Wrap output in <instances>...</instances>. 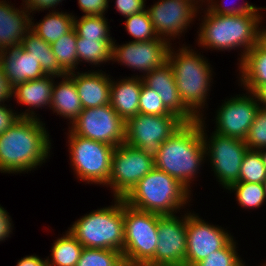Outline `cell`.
Masks as SVG:
<instances>
[{"instance_id": "1", "label": "cell", "mask_w": 266, "mask_h": 266, "mask_svg": "<svg viewBox=\"0 0 266 266\" xmlns=\"http://www.w3.org/2000/svg\"><path fill=\"white\" fill-rule=\"evenodd\" d=\"M40 118H19L0 135V172L27 173L46 163L51 140Z\"/></svg>"}, {"instance_id": "2", "label": "cell", "mask_w": 266, "mask_h": 266, "mask_svg": "<svg viewBox=\"0 0 266 266\" xmlns=\"http://www.w3.org/2000/svg\"><path fill=\"white\" fill-rule=\"evenodd\" d=\"M202 15L197 44L207 50L229 51L240 49L239 63L245 54L257 45L258 28L262 24V13L239 15H216L207 7ZM209 48V49H208Z\"/></svg>"}, {"instance_id": "3", "label": "cell", "mask_w": 266, "mask_h": 266, "mask_svg": "<svg viewBox=\"0 0 266 266\" xmlns=\"http://www.w3.org/2000/svg\"><path fill=\"white\" fill-rule=\"evenodd\" d=\"M205 160L200 118L195 122L184 123L161 144L154 166L178 179L190 190L191 181H195Z\"/></svg>"}, {"instance_id": "4", "label": "cell", "mask_w": 266, "mask_h": 266, "mask_svg": "<svg viewBox=\"0 0 266 266\" xmlns=\"http://www.w3.org/2000/svg\"><path fill=\"white\" fill-rule=\"evenodd\" d=\"M191 47L183 46L178 50L169 47L167 61L169 62L177 85L179 96L184 105L198 118H203L204 108H207V98L211 83H213L212 65L208 59L198 54ZM206 102V103H205ZM206 104V105H205ZM202 110V111H201Z\"/></svg>"}, {"instance_id": "5", "label": "cell", "mask_w": 266, "mask_h": 266, "mask_svg": "<svg viewBox=\"0 0 266 266\" xmlns=\"http://www.w3.org/2000/svg\"><path fill=\"white\" fill-rule=\"evenodd\" d=\"M190 196L191 190L178 179L154 167L123 200L128 206L140 211L174 215L190 203Z\"/></svg>"}, {"instance_id": "6", "label": "cell", "mask_w": 266, "mask_h": 266, "mask_svg": "<svg viewBox=\"0 0 266 266\" xmlns=\"http://www.w3.org/2000/svg\"><path fill=\"white\" fill-rule=\"evenodd\" d=\"M68 230L83 247L112 249L122 253L124 248L123 198H114V204L111 206L83 215Z\"/></svg>"}, {"instance_id": "7", "label": "cell", "mask_w": 266, "mask_h": 266, "mask_svg": "<svg viewBox=\"0 0 266 266\" xmlns=\"http://www.w3.org/2000/svg\"><path fill=\"white\" fill-rule=\"evenodd\" d=\"M159 219L160 214L140 211L124 202L125 264L145 266L155 256Z\"/></svg>"}, {"instance_id": "8", "label": "cell", "mask_w": 266, "mask_h": 266, "mask_svg": "<svg viewBox=\"0 0 266 266\" xmlns=\"http://www.w3.org/2000/svg\"><path fill=\"white\" fill-rule=\"evenodd\" d=\"M70 165L77 179L106 186L111 174L114 146L67 133Z\"/></svg>"}, {"instance_id": "9", "label": "cell", "mask_w": 266, "mask_h": 266, "mask_svg": "<svg viewBox=\"0 0 266 266\" xmlns=\"http://www.w3.org/2000/svg\"><path fill=\"white\" fill-rule=\"evenodd\" d=\"M205 117L201 118V135L205 147V157H207L214 171L216 181L228 189L232 184L239 181L240 167L243 157L249 149L245 140L224 136L212 132L208 138Z\"/></svg>"}, {"instance_id": "10", "label": "cell", "mask_w": 266, "mask_h": 266, "mask_svg": "<svg viewBox=\"0 0 266 266\" xmlns=\"http://www.w3.org/2000/svg\"><path fill=\"white\" fill-rule=\"evenodd\" d=\"M184 123L176 115L159 116L138 113L126 121L124 143L141 149L146 156L154 160L161 144Z\"/></svg>"}, {"instance_id": "11", "label": "cell", "mask_w": 266, "mask_h": 266, "mask_svg": "<svg viewBox=\"0 0 266 266\" xmlns=\"http://www.w3.org/2000/svg\"><path fill=\"white\" fill-rule=\"evenodd\" d=\"M154 167V160L141 149L123 143L113 151L111 174L106 187L113 190L114 198H124Z\"/></svg>"}, {"instance_id": "12", "label": "cell", "mask_w": 266, "mask_h": 266, "mask_svg": "<svg viewBox=\"0 0 266 266\" xmlns=\"http://www.w3.org/2000/svg\"><path fill=\"white\" fill-rule=\"evenodd\" d=\"M125 126L126 122L106 104L83 109L69 129L81 137L116 147L125 142Z\"/></svg>"}, {"instance_id": "13", "label": "cell", "mask_w": 266, "mask_h": 266, "mask_svg": "<svg viewBox=\"0 0 266 266\" xmlns=\"http://www.w3.org/2000/svg\"><path fill=\"white\" fill-rule=\"evenodd\" d=\"M187 212L160 215L155 256L145 266H184L187 253Z\"/></svg>"}, {"instance_id": "14", "label": "cell", "mask_w": 266, "mask_h": 266, "mask_svg": "<svg viewBox=\"0 0 266 266\" xmlns=\"http://www.w3.org/2000/svg\"><path fill=\"white\" fill-rule=\"evenodd\" d=\"M200 8L192 0H159L146 10L157 36L172 45L170 41L182 36L197 18Z\"/></svg>"}, {"instance_id": "15", "label": "cell", "mask_w": 266, "mask_h": 266, "mask_svg": "<svg viewBox=\"0 0 266 266\" xmlns=\"http://www.w3.org/2000/svg\"><path fill=\"white\" fill-rule=\"evenodd\" d=\"M260 109L255 93L246 92L225 100L215 115L216 133L245 140Z\"/></svg>"}, {"instance_id": "16", "label": "cell", "mask_w": 266, "mask_h": 266, "mask_svg": "<svg viewBox=\"0 0 266 266\" xmlns=\"http://www.w3.org/2000/svg\"><path fill=\"white\" fill-rule=\"evenodd\" d=\"M234 237L219 225H211L187 210V253L184 266H194L212 252L224 248Z\"/></svg>"}, {"instance_id": "17", "label": "cell", "mask_w": 266, "mask_h": 266, "mask_svg": "<svg viewBox=\"0 0 266 266\" xmlns=\"http://www.w3.org/2000/svg\"><path fill=\"white\" fill-rule=\"evenodd\" d=\"M170 46L171 44L159 37L149 41H129L122 45L116 44L115 40L112 44V61L146 75L167 61Z\"/></svg>"}, {"instance_id": "18", "label": "cell", "mask_w": 266, "mask_h": 266, "mask_svg": "<svg viewBox=\"0 0 266 266\" xmlns=\"http://www.w3.org/2000/svg\"><path fill=\"white\" fill-rule=\"evenodd\" d=\"M143 83L153 89L163 101L165 108L180 117L185 123L195 122L198 118L182 102L168 61L146 75H140Z\"/></svg>"}, {"instance_id": "19", "label": "cell", "mask_w": 266, "mask_h": 266, "mask_svg": "<svg viewBox=\"0 0 266 266\" xmlns=\"http://www.w3.org/2000/svg\"><path fill=\"white\" fill-rule=\"evenodd\" d=\"M31 29V14L24 6L16 8L0 0V51L21 46L22 39Z\"/></svg>"}, {"instance_id": "20", "label": "cell", "mask_w": 266, "mask_h": 266, "mask_svg": "<svg viewBox=\"0 0 266 266\" xmlns=\"http://www.w3.org/2000/svg\"><path fill=\"white\" fill-rule=\"evenodd\" d=\"M77 73V74H75ZM75 82L84 109L110 104L111 77L103 70L68 73Z\"/></svg>"}, {"instance_id": "21", "label": "cell", "mask_w": 266, "mask_h": 266, "mask_svg": "<svg viewBox=\"0 0 266 266\" xmlns=\"http://www.w3.org/2000/svg\"><path fill=\"white\" fill-rule=\"evenodd\" d=\"M0 67L12 87L45 76L40 63L21 46L0 51Z\"/></svg>"}, {"instance_id": "22", "label": "cell", "mask_w": 266, "mask_h": 266, "mask_svg": "<svg viewBox=\"0 0 266 266\" xmlns=\"http://www.w3.org/2000/svg\"><path fill=\"white\" fill-rule=\"evenodd\" d=\"M55 76L45 75L42 78L29 80L23 83H18L13 86L12 96L18 104L28 106V109L20 113V118H34L37 119L34 109L50 107L52 99V88L54 85ZM30 106V107H29ZM33 107V109H32ZM29 108L31 110H29Z\"/></svg>"}, {"instance_id": "23", "label": "cell", "mask_w": 266, "mask_h": 266, "mask_svg": "<svg viewBox=\"0 0 266 266\" xmlns=\"http://www.w3.org/2000/svg\"><path fill=\"white\" fill-rule=\"evenodd\" d=\"M142 83L138 75L111 80L110 105L125 122L139 113Z\"/></svg>"}, {"instance_id": "24", "label": "cell", "mask_w": 266, "mask_h": 266, "mask_svg": "<svg viewBox=\"0 0 266 266\" xmlns=\"http://www.w3.org/2000/svg\"><path fill=\"white\" fill-rule=\"evenodd\" d=\"M62 81L54 82L50 109L65 119L71 125L84 109L77 93L74 79L66 74ZM56 83V84H55ZM58 84V85H57Z\"/></svg>"}, {"instance_id": "25", "label": "cell", "mask_w": 266, "mask_h": 266, "mask_svg": "<svg viewBox=\"0 0 266 266\" xmlns=\"http://www.w3.org/2000/svg\"><path fill=\"white\" fill-rule=\"evenodd\" d=\"M238 65L239 83L246 91L255 93L266 83V51L258 45L249 50Z\"/></svg>"}, {"instance_id": "26", "label": "cell", "mask_w": 266, "mask_h": 266, "mask_svg": "<svg viewBox=\"0 0 266 266\" xmlns=\"http://www.w3.org/2000/svg\"><path fill=\"white\" fill-rule=\"evenodd\" d=\"M21 47L25 49L29 55L36 58L45 75H52L61 79V77L67 74L58 64L52 52L51 45L45 42L31 29L23 37Z\"/></svg>"}, {"instance_id": "27", "label": "cell", "mask_w": 266, "mask_h": 266, "mask_svg": "<svg viewBox=\"0 0 266 266\" xmlns=\"http://www.w3.org/2000/svg\"><path fill=\"white\" fill-rule=\"evenodd\" d=\"M74 15L72 13L49 10L42 21L34 24L31 16V30L50 45L61 36L74 29Z\"/></svg>"}, {"instance_id": "28", "label": "cell", "mask_w": 266, "mask_h": 266, "mask_svg": "<svg viewBox=\"0 0 266 266\" xmlns=\"http://www.w3.org/2000/svg\"><path fill=\"white\" fill-rule=\"evenodd\" d=\"M113 39H91L81 38L77 35L76 49L78 64L90 63L92 66H99L112 61ZM85 61V62H84Z\"/></svg>"}, {"instance_id": "29", "label": "cell", "mask_w": 266, "mask_h": 266, "mask_svg": "<svg viewBox=\"0 0 266 266\" xmlns=\"http://www.w3.org/2000/svg\"><path fill=\"white\" fill-rule=\"evenodd\" d=\"M84 247L70 233L57 238L51 247V256L46 258L48 266H76Z\"/></svg>"}, {"instance_id": "30", "label": "cell", "mask_w": 266, "mask_h": 266, "mask_svg": "<svg viewBox=\"0 0 266 266\" xmlns=\"http://www.w3.org/2000/svg\"><path fill=\"white\" fill-rule=\"evenodd\" d=\"M76 41L77 33L75 29H73L51 44L52 52L58 64L67 74L78 69Z\"/></svg>"}, {"instance_id": "31", "label": "cell", "mask_w": 266, "mask_h": 266, "mask_svg": "<svg viewBox=\"0 0 266 266\" xmlns=\"http://www.w3.org/2000/svg\"><path fill=\"white\" fill-rule=\"evenodd\" d=\"M107 21L104 15L74 17V29L81 38L112 39Z\"/></svg>"}, {"instance_id": "32", "label": "cell", "mask_w": 266, "mask_h": 266, "mask_svg": "<svg viewBox=\"0 0 266 266\" xmlns=\"http://www.w3.org/2000/svg\"><path fill=\"white\" fill-rule=\"evenodd\" d=\"M227 190L235 191L236 201L242 208H259L265 204L264 185L260 183L236 182Z\"/></svg>"}, {"instance_id": "33", "label": "cell", "mask_w": 266, "mask_h": 266, "mask_svg": "<svg viewBox=\"0 0 266 266\" xmlns=\"http://www.w3.org/2000/svg\"><path fill=\"white\" fill-rule=\"evenodd\" d=\"M122 253L112 249L84 247L76 266H123Z\"/></svg>"}, {"instance_id": "34", "label": "cell", "mask_w": 266, "mask_h": 266, "mask_svg": "<svg viewBox=\"0 0 266 266\" xmlns=\"http://www.w3.org/2000/svg\"><path fill=\"white\" fill-rule=\"evenodd\" d=\"M265 180L266 168L260 152L248 149L242 160L238 182L263 184Z\"/></svg>"}, {"instance_id": "35", "label": "cell", "mask_w": 266, "mask_h": 266, "mask_svg": "<svg viewBox=\"0 0 266 266\" xmlns=\"http://www.w3.org/2000/svg\"><path fill=\"white\" fill-rule=\"evenodd\" d=\"M124 26L128 34L131 37L133 36L134 40L132 42L149 41L158 38L147 10L126 17Z\"/></svg>"}, {"instance_id": "36", "label": "cell", "mask_w": 266, "mask_h": 266, "mask_svg": "<svg viewBox=\"0 0 266 266\" xmlns=\"http://www.w3.org/2000/svg\"><path fill=\"white\" fill-rule=\"evenodd\" d=\"M234 238L222 249L216 250L194 266H245L238 255Z\"/></svg>"}, {"instance_id": "37", "label": "cell", "mask_w": 266, "mask_h": 266, "mask_svg": "<svg viewBox=\"0 0 266 266\" xmlns=\"http://www.w3.org/2000/svg\"><path fill=\"white\" fill-rule=\"evenodd\" d=\"M245 143L250 150L266 148V109L260 107L256 113Z\"/></svg>"}, {"instance_id": "38", "label": "cell", "mask_w": 266, "mask_h": 266, "mask_svg": "<svg viewBox=\"0 0 266 266\" xmlns=\"http://www.w3.org/2000/svg\"><path fill=\"white\" fill-rule=\"evenodd\" d=\"M139 113L147 115H174L170 113L164 106L163 101L158 94L151 88L142 83L140 99H139Z\"/></svg>"}, {"instance_id": "39", "label": "cell", "mask_w": 266, "mask_h": 266, "mask_svg": "<svg viewBox=\"0 0 266 266\" xmlns=\"http://www.w3.org/2000/svg\"><path fill=\"white\" fill-rule=\"evenodd\" d=\"M220 1H216V0H208V2L206 3L207 8L214 14L216 15H239V14H243V13H261V11L263 9L266 8L265 7H256L253 4H250L248 1H246V3L244 2L243 4H241L240 6L236 7V6H227ZM219 3V4H218ZM261 10V11H259Z\"/></svg>"}, {"instance_id": "40", "label": "cell", "mask_w": 266, "mask_h": 266, "mask_svg": "<svg viewBox=\"0 0 266 266\" xmlns=\"http://www.w3.org/2000/svg\"><path fill=\"white\" fill-rule=\"evenodd\" d=\"M108 0H78V6L83 11V16L105 15L109 8Z\"/></svg>"}, {"instance_id": "41", "label": "cell", "mask_w": 266, "mask_h": 266, "mask_svg": "<svg viewBox=\"0 0 266 266\" xmlns=\"http://www.w3.org/2000/svg\"><path fill=\"white\" fill-rule=\"evenodd\" d=\"M146 0H115L116 10L125 18L146 10Z\"/></svg>"}, {"instance_id": "42", "label": "cell", "mask_w": 266, "mask_h": 266, "mask_svg": "<svg viewBox=\"0 0 266 266\" xmlns=\"http://www.w3.org/2000/svg\"><path fill=\"white\" fill-rule=\"evenodd\" d=\"M4 103H0V135L9 129L18 119L20 114L13 111Z\"/></svg>"}, {"instance_id": "43", "label": "cell", "mask_w": 266, "mask_h": 266, "mask_svg": "<svg viewBox=\"0 0 266 266\" xmlns=\"http://www.w3.org/2000/svg\"><path fill=\"white\" fill-rule=\"evenodd\" d=\"M23 6L28 9L30 14L34 15L35 11L39 12L44 10L55 9L57 5L63 0H22ZM25 4V5H24ZM34 11V12H33Z\"/></svg>"}, {"instance_id": "44", "label": "cell", "mask_w": 266, "mask_h": 266, "mask_svg": "<svg viewBox=\"0 0 266 266\" xmlns=\"http://www.w3.org/2000/svg\"><path fill=\"white\" fill-rule=\"evenodd\" d=\"M9 213L0 205V242L7 240L12 233L14 226ZM13 227V228H12Z\"/></svg>"}, {"instance_id": "45", "label": "cell", "mask_w": 266, "mask_h": 266, "mask_svg": "<svg viewBox=\"0 0 266 266\" xmlns=\"http://www.w3.org/2000/svg\"><path fill=\"white\" fill-rule=\"evenodd\" d=\"M12 90L13 87L0 67V103H4L7 100L9 101L10 98H12Z\"/></svg>"}, {"instance_id": "46", "label": "cell", "mask_w": 266, "mask_h": 266, "mask_svg": "<svg viewBox=\"0 0 266 266\" xmlns=\"http://www.w3.org/2000/svg\"><path fill=\"white\" fill-rule=\"evenodd\" d=\"M16 266H48L47 259L42 260L37 255H29L18 260Z\"/></svg>"}, {"instance_id": "47", "label": "cell", "mask_w": 266, "mask_h": 266, "mask_svg": "<svg viewBox=\"0 0 266 266\" xmlns=\"http://www.w3.org/2000/svg\"><path fill=\"white\" fill-rule=\"evenodd\" d=\"M261 108L266 109V83L255 92ZM262 105V106H261Z\"/></svg>"}, {"instance_id": "48", "label": "cell", "mask_w": 266, "mask_h": 266, "mask_svg": "<svg viewBox=\"0 0 266 266\" xmlns=\"http://www.w3.org/2000/svg\"><path fill=\"white\" fill-rule=\"evenodd\" d=\"M261 25L258 28V38H257V45L266 51V29ZM262 28V29H261Z\"/></svg>"}, {"instance_id": "49", "label": "cell", "mask_w": 266, "mask_h": 266, "mask_svg": "<svg viewBox=\"0 0 266 266\" xmlns=\"http://www.w3.org/2000/svg\"><path fill=\"white\" fill-rule=\"evenodd\" d=\"M260 152V155L262 157V160H263V164L266 168V148H262L260 150H258Z\"/></svg>"}, {"instance_id": "50", "label": "cell", "mask_w": 266, "mask_h": 266, "mask_svg": "<svg viewBox=\"0 0 266 266\" xmlns=\"http://www.w3.org/2000/svg\"><path fill=\"white\" fill-rule=\"evenodd\" d=\"M192 1H194L195 3H197L201 8L203 7L202 5H203V2H204V5H205V3L206 2H208V0H192ZM206 1V2H205ZM199 2V3H198ZM200 2H202V3H200Z\"/></svg>"}, {"instance_id": "51", "label": "cell", "mask_w": 266, "mask_h": 266, "mask_svg": "<svg viewBox=\"0 0 266 266\" xmlns=\"http://www.w3.org/2000/svg\"><path fill=\"white\" fill-rule=\"evenodd\" d=\"M264 190H265V199H266V180L263 182Z\"/></svg>"}]
</instances>
